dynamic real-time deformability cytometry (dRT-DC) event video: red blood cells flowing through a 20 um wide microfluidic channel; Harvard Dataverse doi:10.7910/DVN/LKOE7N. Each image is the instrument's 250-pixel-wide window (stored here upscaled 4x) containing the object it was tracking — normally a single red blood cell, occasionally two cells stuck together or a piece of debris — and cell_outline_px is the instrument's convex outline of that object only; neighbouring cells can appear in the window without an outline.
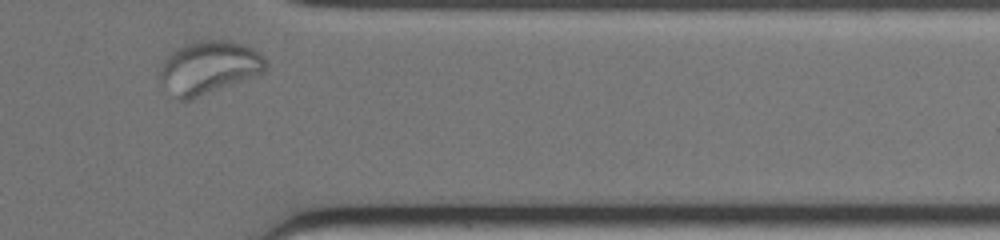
{"species": "common noctule bat (a hibernating species)", "species_latin": "Nyctalus noctula", "temperature_condition": "warm", "stored_images_in_passage": 24, "segment_of_instrument_passage": [2, 2], "camera_frame_rate_fps": 3000, "um_per_image_px": 0.085, "animal": {"sex": "female", "body_mass_g": 19.0, "forearm_length_mm": 51.5}, "frame": {"image": 1, "passage_image": 23, "time_ms": 7.333, "image_size_px": [1000, 240], "cell_outline_px": [[268, 68], [264, 72], [192, 100], [176, 100], [160, 84], [160, 68], [164, 60], [176, 48], [184, 44], [200, 40], [228, 40], [244, 44], [260, 52], [268, 60]], "centroid_in_image_um": [17.75, 5.75], "position_along_channel_um": 393.6, "area_um2": 33.18}}